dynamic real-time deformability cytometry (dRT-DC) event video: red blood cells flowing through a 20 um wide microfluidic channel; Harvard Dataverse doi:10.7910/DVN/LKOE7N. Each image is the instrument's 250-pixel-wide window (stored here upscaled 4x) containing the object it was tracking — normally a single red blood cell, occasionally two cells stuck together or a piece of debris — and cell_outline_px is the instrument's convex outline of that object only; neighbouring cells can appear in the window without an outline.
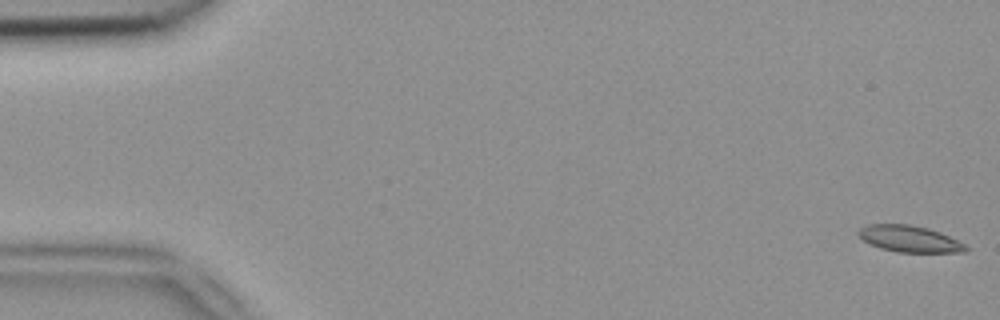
{"species": "common noctule bat (a hibernating species)", "species_latin": "Nyctalus noctula", "temperature_condition": "room temperature", "stored_images_in_passage": 6, "camera_frame_rate_fps": 3000, "um_per_image_px": 0.085, "animal": {"sex": "female", "body_mass_g": 18.4}, "frame": {"image": 1, "passage_image": 1, "time_ms": 0.0, "image_size_px": [1000, 320], "cell_outline_px": [[968, 248], [964, 252], [896, 252], [880, 248], [868, 244], [856, 232], [860, 228], [868, 224], [908, 224], [928, 228], [940, 232], [964, 244]], "centroid_in_image_um": [77.26, 20.3], "position_along_channel_um": 7.7, "area_um2": 16.47}}